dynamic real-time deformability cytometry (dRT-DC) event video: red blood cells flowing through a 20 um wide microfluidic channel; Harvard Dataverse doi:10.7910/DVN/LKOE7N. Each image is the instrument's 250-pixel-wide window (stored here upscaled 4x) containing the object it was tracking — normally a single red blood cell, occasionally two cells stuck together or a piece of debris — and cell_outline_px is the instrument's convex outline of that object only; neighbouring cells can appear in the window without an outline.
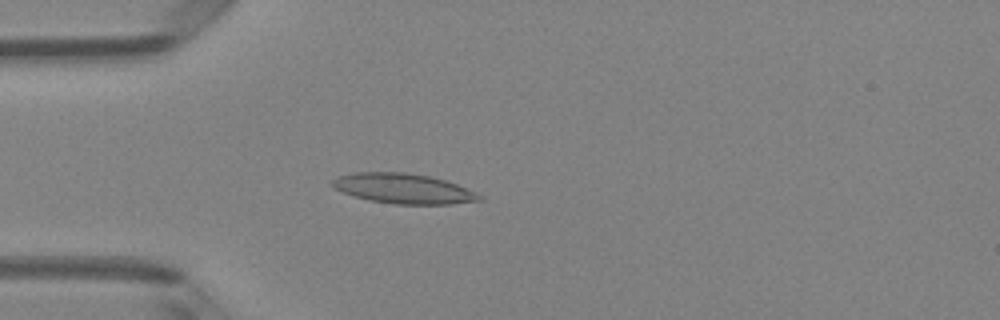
{"species": "Egyptian fruit bat (a non-hibernating species)", "species_latin": "Rousettus aegyptiacus", "temperature_condition": "room temperature", "stored_images_in_passage": 2, "camera_frame_rate_fps": 3000, "um_per_image_px": 0.085, "animal": {"sex": "female"}, "frame": {"image": 1, "passage_image": 2, "time_ms": 0.333, "image_size_px": [1000, 320], "cell_outline_px": [[484, 200], [452, 204], [396, 204], [368, 200], [344, 192], [336, 188], [332, 184], [332, 180], [336, 176], [356, 172], [404, 172], [428, 176], [444, 180], [456, 184], [476, 192], [484, 196]], "centroid_in_image_um": [34.33, 16.03], "position_along_channel_um": 50.7, "area_um2": 25.61}}